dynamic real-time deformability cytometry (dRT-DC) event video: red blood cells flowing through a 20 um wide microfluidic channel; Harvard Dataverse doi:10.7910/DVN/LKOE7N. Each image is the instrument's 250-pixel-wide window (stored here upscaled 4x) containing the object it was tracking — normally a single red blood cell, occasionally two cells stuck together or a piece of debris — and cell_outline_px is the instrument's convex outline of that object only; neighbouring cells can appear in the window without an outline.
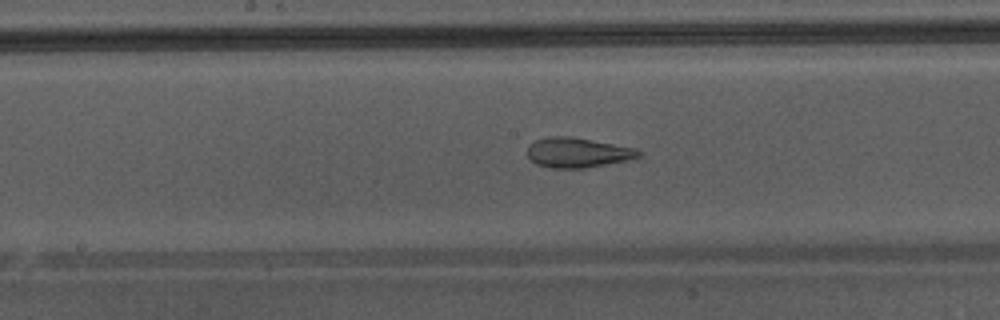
{"species": "Egyptian fruit bat (a non-hibernating species)", "species_latin": "Rousettus aegyptiacus", "temperature_condition": "warm", "stored_images_in_passage": 40, "camera_frame_rate_fps": 3000, "um_per_image_px": 0.085, "animal": {"sex": "male"}, "frame": {"image": 1, "passage_image": 18, "time_ms": 5.667, "image_size_px": [1000, 320], "cell_outline_px": [[644, 152], [640, 156], [628, 160], [584, 168], [548, 168], [536, 164], [528, 156], [528, 144], [536, 140], [548, 136], [572, 136], [636, 148]], "centroid_in_image_um": [49.1, 12.96], "position_along_channel_um": 199.1, "area_um2": 19.54}}
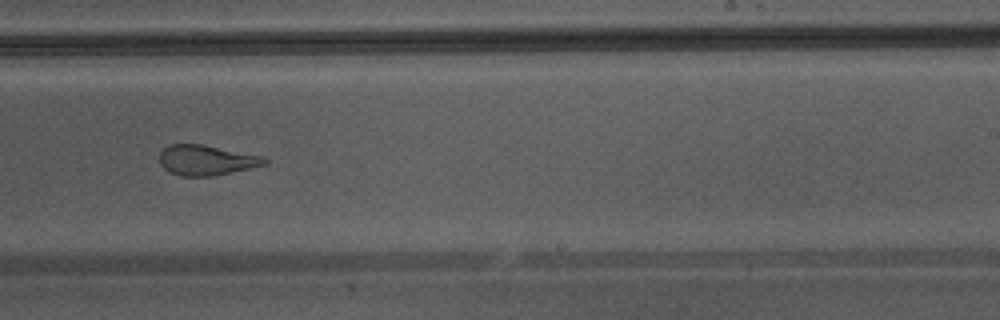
{"frame": {"image": 2, "passage_image": 23, "time_ms": 7.333, "image_size_px": [1000, 320], "cell_outline_px": [[268, 164], [212, 176], [180, 176], [168, 172], [160, 164], [160, 152], [168, 144], [204, 144], [260, 156], [268, 160]], "centroid_in_image_um": [17.5, 13.61], "position_along_channel_um": 271.5, "area_um2": 18.44}, "authors_computed_cell_mechanics": {"area_um2": 22.4842, "velocity_mm_per_s": 4.3561, "shape_relaxation_time_tau1_ms": null, "shape_relaxation_time_tau2_ms": 1.4223, "deformation_change_tau1": null, "deformation_change_tau2": 0.1009}}